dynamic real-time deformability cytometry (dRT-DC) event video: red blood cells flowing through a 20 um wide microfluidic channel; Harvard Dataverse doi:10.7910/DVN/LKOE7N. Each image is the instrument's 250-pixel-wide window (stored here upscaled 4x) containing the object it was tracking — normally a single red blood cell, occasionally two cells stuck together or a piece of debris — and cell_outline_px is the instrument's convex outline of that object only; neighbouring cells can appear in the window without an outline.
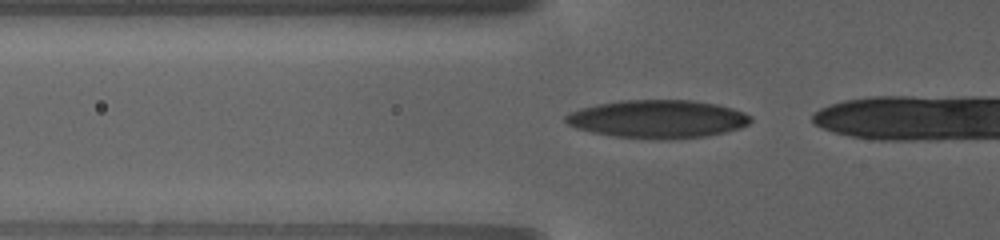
{"species": "human", "species_latin": "Homo sapiens", "temperature_condition": "warm", "stored_images_in_passage": 18, "camera_frame_rate_fps": 3000, "um_per_image_px": 0.085, "donor": {"sex": "female"}, "frame": {"image": 1, "passage_image": 14, "time_ms": 6.0, "image_size_px": [1000, 240], "cell_outline_px": [[752, 120], [748, 124], [740, 128], [724, 132], [704, 136], [668, 140], [656, 140], [616, 136], [592, 132], [576, 128], [568, 124], [564, 120], [564, 116], [568, 112], [580, 108], [596, 104], [620, 100], [692, 100], [716, 104], [732, 108], [744, 112], [752, 116]], "centroid_in_image_um": [55.89, 10.11], "position_along_channel_um": 69.9, "area_um2": 41.33}}